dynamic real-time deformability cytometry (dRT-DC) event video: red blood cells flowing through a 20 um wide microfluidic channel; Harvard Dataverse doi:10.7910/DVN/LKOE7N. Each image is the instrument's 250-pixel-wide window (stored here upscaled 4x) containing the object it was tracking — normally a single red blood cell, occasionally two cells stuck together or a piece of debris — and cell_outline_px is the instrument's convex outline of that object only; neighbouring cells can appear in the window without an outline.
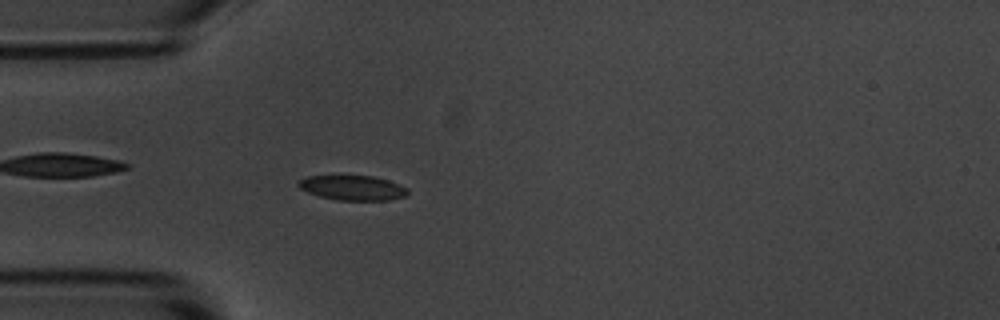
{"species": "common noctule bat (a hibernating species)", "species_latin": "Nyctalus noctula", "temperature_condition": "room temperature", "stored_images_in_passage": 51, "camera_frame_rate_fps": 3000, "um_per_image_px": 0.085, "animal": {"sex": "male", "body_mass_g": 20.1, "forearm_length_mm": 53.5}, "frame": {"image": 1, "passage_image": 12, "time_ms": 3.667, "image_size_px": [1000, 320], "cell_outline_px": [[408, 192], [404, 196], [388, 200], [336, 200], [320, 196], [308, 192], [300, 188], [296, 184], [300, 180], [308, 176], [372, 176], [388, 180], [408, 188]], "centroid_in_image_um": [29.97, 15.96], "position_along_channel_um": 55.0, "area_um2": 15.61}}
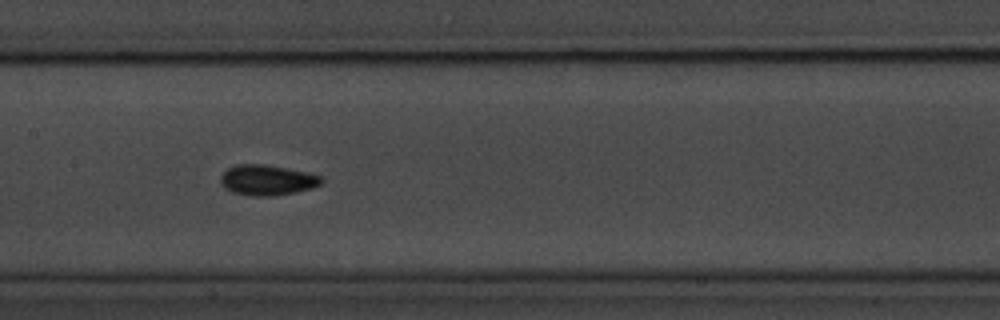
{"frame": {"image": 2, "passage_image": 23, "time_ms": 7.333, "image_size_px": [1000, 320], "cell_outline_px": [[324, 180], [320, 184], [312, 188], [296, 192], [276, 196], [248, 196], [232, 192], [224, 188], [220, 184], [220, 176], [228, 168], [236, 164], [264, 164], [288, 168], [308, 172], [320, 176]], "centroid_in_image_um": [22.69, 15.31], "position_along_channel_um": 184.7, "area_um2": 18.15}}
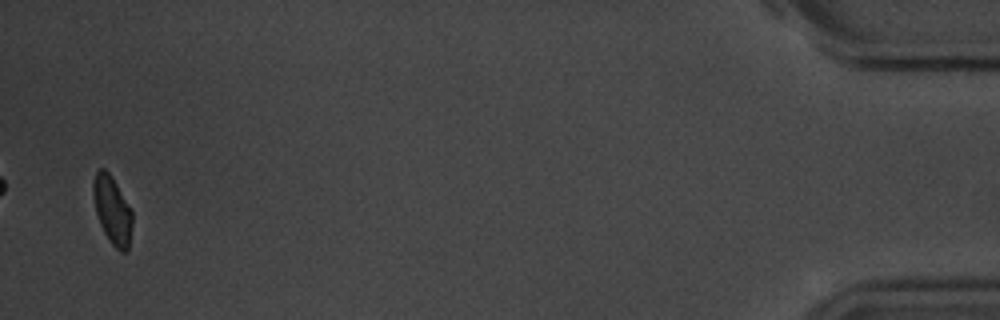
{"frame": {"image": 3, "passage_image": 50, "time_ms": 16.333, "image_size_px": [1000, 320], "cell_outline_px": [[132, 224], [128, 248], [124, 252], [120, 252], [112, 244], [104, 232], [100, 224], [96, 212], [92, 196], [92, 184], [96, 172], [100, 168], [104, 168], [112, 176], [132, 208]], "centroid_in_image_um": [9.54, 17.83], "position_along_channel_um": 425.7, "area_um2": 15.61}, "authors_computed_cell_mechanics": {"area_um2": 16.0684, "velocity_mm_per_s": 3.6623, "shape_relaxation_time_tau1_ms": 1.8431, "shape_relaxation_time_tau2_ms": 2.089, "deformation_change_tau1": 0.0812, "deformation_change_tau2": 0.0527}}